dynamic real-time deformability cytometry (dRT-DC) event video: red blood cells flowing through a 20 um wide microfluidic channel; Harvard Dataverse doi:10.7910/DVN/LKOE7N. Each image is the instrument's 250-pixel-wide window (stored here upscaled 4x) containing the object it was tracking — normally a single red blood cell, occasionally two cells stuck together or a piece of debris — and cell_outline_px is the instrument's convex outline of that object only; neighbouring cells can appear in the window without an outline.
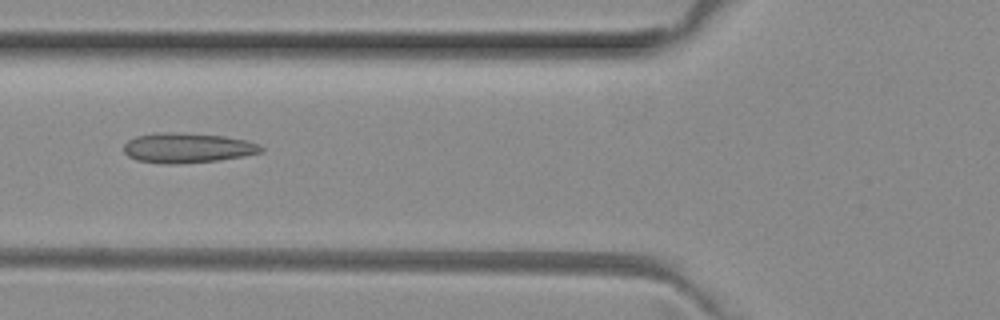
{"species": "common noctule bat (a hibernating species)", "species_latin": "Nyctalus noctula", "temperature_condition": "room temperature", "stored_images_in_passage": 2, "camera_frame_rate_fps": 3000, "um_per_image_px": 0.085, "animal": {"sex": "female", "body_mass_g": 29.2, "forearm_length_mm": 56.3}, "frame": {"image": 1, "passage_image": 2, "time_ms": 0.333, "image_size_px": [1000, 320], "cell_outline_px": [[264, 152], [244, 156], [220, 160], [176, 164], [168, 164], [136, 160], [128, 156], [124, 152], [124, 144], [128, 140], [136, 136], [156, 132], [172, 132], [224, 136], [248, 140], [260, 144], [264, 148]], "centroid_in_image_um": [15.96, 12.57], "position_along_channel_um": 109.8, "area_um2": 24.16}}